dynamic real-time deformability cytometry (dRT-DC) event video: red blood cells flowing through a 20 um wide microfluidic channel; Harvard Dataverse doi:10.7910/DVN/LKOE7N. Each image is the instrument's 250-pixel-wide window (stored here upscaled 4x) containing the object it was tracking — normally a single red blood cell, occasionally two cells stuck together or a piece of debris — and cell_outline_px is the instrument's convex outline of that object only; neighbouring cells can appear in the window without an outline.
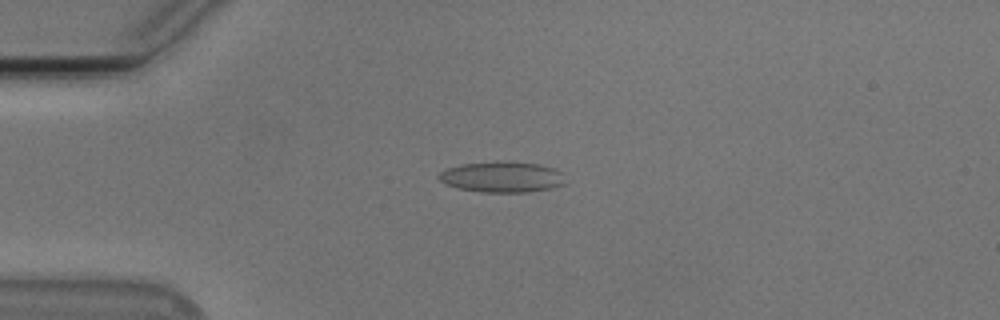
{"species": "Egyptian fruit bat (a non-hibernating species)", "species_latin": "Rousettus aegyptiacus", "temperature_condition": "cold", "stored_images_in_passage": 54, "camera_frame_rate_fps": 3000, "um_per_image_px": 0.085, "animal": {"sex": "male"}, "frame": {"image": 1, "passage_image": 13, "time_ms": 4.0, "image_size_px": [1000, 320], "cell_outline_px": [[564, 184], [552, 188], [528, 192], [480, 192], [460, 188], [444, 184], [436, 176], [440, 172], [448, 168], [460, 164], [492, 160], [508, 160], [540, 164], [556, 168], [564, 172]], "centroid_in_image_um": [42.69, 15.01], "position_along_channel_um": 42.3, "area_um2": 23.35}}
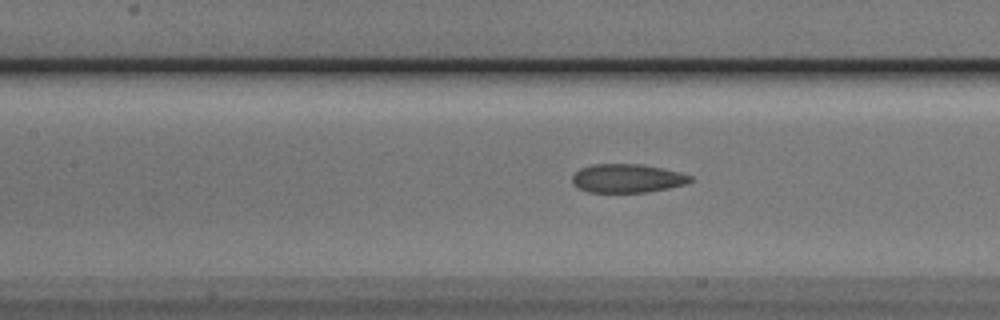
{"frame": {"image": 2, "passage_image": 24, "time_ms": 7.667, "image_size_px": [1000, 320], "cell_outline_px": [[692, 180], [684, 184], [668, 188], [648, 192], [588, 192], [576, 188], [572, 184], [572, 176], [580, 168], [592, 164], [644, 164], [680, 172], [692, 176]], "centroid_in_image_um": [53.28, 15.15], "position_along_channel_um": 154.1, "area_um2": 19.83}}
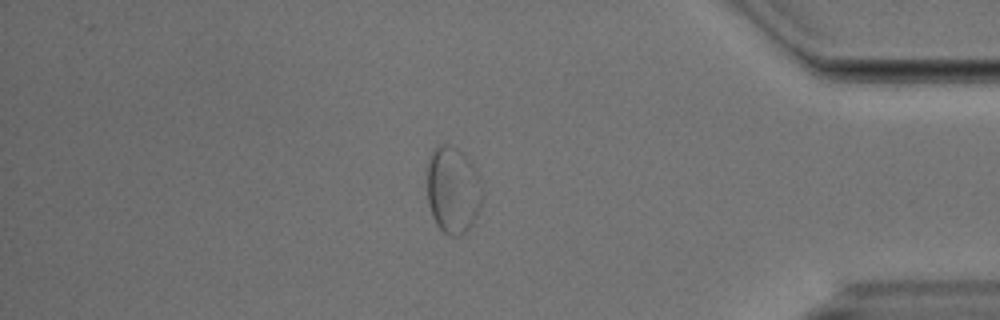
{"frame": {"image": 3, "passage_image": 46, "time_ms": 15.0, "image_size_px": [1000, 320], "cell_outline_px": [[480, 208], [468, 232], [460, 236], [452, 236], [444, 232], [436, 224], [428, 200], [428, 164], [432, 152], [440, 144], [448, 144], [456, 148], [472, 164], [480, 176]], "centroid_in_image_um": [38.5, 16.18], "position_along_channel_um": 396.7, "area_um2": 27.46}, "authors_computed_cell_mechanics": {"area_um2": 21.9351, "velocity_mm_per_s": 3.7381, "shape_relaxation_time_tau1_ms": null, "shape_relaxation_time_tau2_ms": 1.5585, "deformation_change_tau1": null, "deformation_change_tau2": 0.0641}}